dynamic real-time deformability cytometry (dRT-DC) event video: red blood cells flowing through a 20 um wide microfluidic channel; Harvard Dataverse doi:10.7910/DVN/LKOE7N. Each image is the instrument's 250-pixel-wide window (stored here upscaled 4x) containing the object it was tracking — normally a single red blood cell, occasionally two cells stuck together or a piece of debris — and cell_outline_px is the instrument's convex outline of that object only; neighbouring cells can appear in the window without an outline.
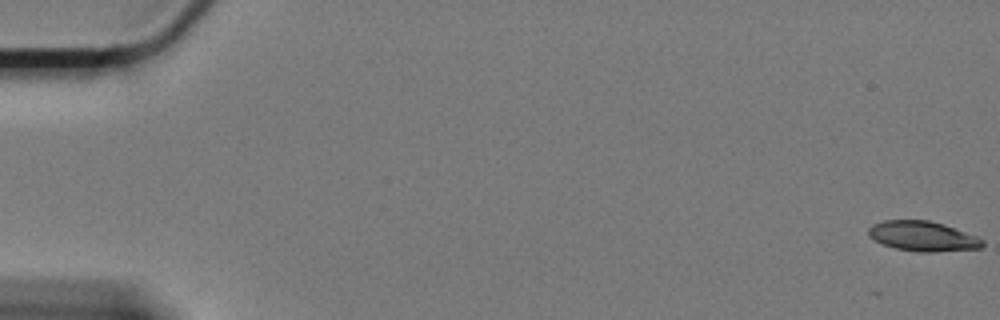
{"species": "Egyptian fruit bat (a non-hibernating species)", "species_latin": "Rousettus aegyptiacus", "temperature_condition": "cold", "stored_images_in_passage": 11, "camera_frame_rate_fps": 3000, "um_per_image_px": 0.085, "animal": {"sex": "female"}, "frame": {"image": 1, "passage_image": 1, "time_ms": 0.0, "image_size_px": [1000, 320], "cell_outline_px": [[984, 244], [980, 248], [932, 252], [916, 252], [896, 248], [884, 244], [868, 236], [868, 228], [872, 224], [884, 220], [928, 220], [944, 224], [976, 236], [984, 240]], "centroid_in_image_um": [78.42, 20.07], "position_along_channel_um": 6.6, "area_um2": 19.83}}